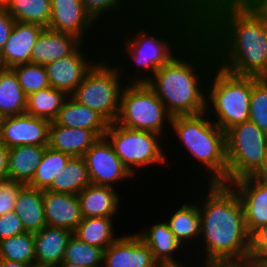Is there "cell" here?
<instances>
[{"instance_id": "36", "label": "cell", "mask_w": 267, "mask_h": 267, "mask_svg": "<svg viewBox=\"0 0 267 267\" xmlns=\"http://www.w3.org/2000/svg\"><path fill=\"white\" fill-rule=\"evenodd\" d=\"M104 250L80 241L72 235L69 239L63 261L83 267H102Z\"/></svg>"}, {"instance_id": "27", "label": "cell", "mask_w": 267, "mask_h": 267, "mask_svg": "<svg viewBox=\"0 0 267 267\" xmlns=\"http://www.w3.org/2000/svg\"><path fill=\"white\" fill-rule=\"evenodd\" d=\"M117 219L120 220L121 218H83L77 226L76 230L73 232V235L76 236L80 241L86 242L87 244L94 245L105 250L121 235V233L119 232V228L122 226L120 224L118 225V223L120 222Z\"/></svg>"}, {"instance_id": "12", "label": "cell", "mask_w": 267, "mask_h": 267, "mask_svg": "<svg viewBox=\"0 0 267 267\" xmlns=\"http://www.w3.org/2000/svg\"><path fill=\"white\" fill-rule=\"evenodd\" d=\"M172 187H173V190H172ZM157 188L162 190V191L159 190L160 194H158L159 192ZM157 188L156 186H153V187H150L149 189L150 191L149 190L147 191L150 195L152 194L151 196L152 198H153V195L157 196V197H154L156 198V202L154 203L155 205L153 206L154 208L155 207L157 208V206L159 207L158 204H161L159 208L155 209L156 213H159L160 215H162L161 217L166 221L170 230L174 233L177 240L191 254L197 248L200 235H201V217L199 213V206H198L197 200L183 186L178 187L177 185L175 186L176 189L174 188V186H171L170 187L171 189H169V186L167 188L163 187V189H162V186L160 188L159 186H157ZM164 188L166 189L164 190ZM152 189H154V191L156 192H153ZM174 189H175V193H174ZM165 191H166V194L164 193ZM167 194H169L168 196L171 199L168 196H165ZM161 195H163L162 199L160 197ZM175 197H177L178 199L177 198L175 199ZM157 198L158 200L160 199L162 201L159 200V203H158ZM163 198H166L167 200L169 199L170 201L168 200V203H167V200ZM161 202L163 203L166 202V203L163 204ZM165 207L167 208L170 207L169 208L170 210ZM164 208L165 210H163ZM164 212H166L167 214Z\"/></svg>"}, {"instance_id": "2", "label": "cell", "mask_w": 267, "mask_h": 267, "mask_svg": "<svg viewBox=\"0 0 267 267\" xmlns=\"http://www.w3.org/2000/svg\"><path fill=\"white\" fill-rule=\"evenodd\" d=\"M200 32L216 64L236 75H267V9L258 0H198Z\"/></svg>"}, {"instance_id": "26", "label": "cell", "mask_w": 267, "mask_h": 267, "mask_svg": "<svg viewBox=\"0 0 267 267\" xmlns=\"http://www.w3.org/2000/svg\"><path fill=\"white\" fill-rule=\"evenodd\" d=\"M53 122L69 128L93 130L99 137L105 135L109 125V122L97 111L78 103L71 96L65 99Z\"/></svg>"}, {"instance_id": "20", "label": "cell", "mask_w": 267, "mask_h": 267, "mask_svg": "<svg viewBox=\"0 0 267 267\" xmlns=\"http://www.w3.org/2000/svg\"><path fill=\"white\" fill-rule=\"evenodd\" d=\"M124 197L125 196L121 193V191H119V189L109 186H99L94 184H90L88 187H86L78 194V199L83 218H88V217L120 218V216L124 213L123 211L125 205L127 203L129 204V201L127 200L128 198H126L125 200Z\"/></svg>"}, {"instance_id": "10", "label": "cell", "mask_w": 267, "mask_h": 267, "mask_svg": "<svg viewBox=\"0 0 267 267\" xmlns=\"http://www.w3.org/2000/svg\"><path fill=\"white\" fill-rule=\"evenodd\" d=\"M227 184L252 176L262 165L267 151V135L250 120L225 131Z\"/></svg>"}, {"instance_id": "46", "label": "cell", "mask_w": 267, "mask_h": 267, "mask_svg": "<svg viewBox=\"0 0 267 267\" xmlns=\"http://www.w3.org/2000/svg\"><path fill=\"white\" fill-rule=\"evenodd\" d=\"M0 267H37V266H36V264H27L24 262L0 260Z\"/></svg>"}, {"instance_id": "1", "label": "cell", "mask_w": 267, "mask_h": 267, "mask_svg": "<svg viewBox=\"0 0 267 267\" xmlns=\"http://www.w3.org/2000/svg\"><path fill=\"white\" fill-rule=\"evenodd\" d=\"M200 33L198 0H157L107 30L105 54L126 83H146Z\"/></svg>"}, {"instance_id": "35", "label": "cell", "mask_w": 267, "mask_h": 267, "mask_svg": "<svg viewBox=\"0 0 267 267\" xmlns=\"http://www.w3.org/2000/svg\"><path fill=\"white\" fill-rule=\"evenodd\" d=\"M0 260L36 264L34 233L25 232L0 241Z\"/></svg>"}, {"instance_id": "21", "label": "cell", "mask_w": 267, "mask_h": 267, "mask_svg": "<svg viewBox=\"0 0 267 267\" xmlns=\"http://www.w3.org/2000/svg\"><path fill=\"white\" fill-rule=\"evenodd\" d=\"M44 27L36 23L15 21L12 32L0 52V67L12 68L30 63L31 52Z\"/></svg>"}, {"instance_id": "22", "label": "cell", "mask_w": 267, "mask_h": 267, "mask_svg": "<svg viewBox=\"0 0 267 267\" xmlns=\"http://www.w3.org/2000/svg\"><path fill=\"white\" fill-rule=\"evenodd\" d=\"M46 226L74 232L83 219L78 195L43 190Z\"/></svg>"}, {"instance_id": "42", "label": "cell", "mask_w": 267, "mask_h": 267, "mask_svg": "<svg viewBox=\"0 0 267 267\" xmlns=\"http://www.w3.org/2000/svg\"><path fill=\"white\" fill-rule=\"evenodd\" d=\"M14 24L15 20L6 7H0V52L11 34Z\"/></svg>"}, {"instance_id": "52", "label": "cell", "mask_w": 267, "mask_h": 267, "mask_svg": "<svg viewBox=\"0 0 267 267\" xmlns=\"http://www.w3.org/2000/svg\"><path fill=\"white\" fill-rule=\"evenodd\" d=\"M267 9V0H258Z\"/></svg>"}, {"instance_id": "9", "label": "cell", "mask_w": 267, "mask_h": 267, "mask_svg": "<svg viewBox=\"0 0 267 267\" xmlns=\"http://www.w3.org/2000/svg\"><path fill=\"white\" fill-rule=\"evenodd\" d=\"M172 116L147 83H126L120 96L116 123L132 129L163 135L170 132Z\"/></svg>"}, {"instance_id": "15", "label": "cell", "mask_w": 267, "mask_h": 267, "mask_svg": "<svg viewBox=\"0 0 267 267\" xmlns=\"http://www.w3.org/2000/svg\"><path fill=\"white\" fill-rule=\"evenodd\" d=\"M48 29L74 34L86 43H106L107 31L84 8L81 0H51Z\"/></svg>"}, {"instance_id": "19", "label": "cell", "mask_w": 267, "mask_h": 267, "mask_svg": "<svg viewBox=\"0 0 267 267\" xmlns=\"http://www.w3.org/2000/svg\"><path fill=\"white\" fill-rule=\"evenodd\" d=\"M157 0H81L84 8L107 31L144 14Z\"/></svg>"}, {"instance_id": "17", "label": "cell", "mask_w": 267, "mask_h": 267, "mask_svg": "<svg viewBox=\"0 0 267 267\" xmlns=\"http://www.w3.org/2000/svg\"><path fill=\"white\" fill-rule=\"evenodd\" d=\"M121 231L123 234L104 250L102 267H160L135 229Z\"/></svg>"}, {"instance_id": "29", "label": "cell", "mask_w": 267, "mask_h": 267, "mask_svg": "<svg viewBox=\"0 0 267 267\" xmlns=\"http://www.w3.org/2000/svg\"><path fill=\"white\" fill-rule=\"evenodd\" d=\"M47 146L20 145L8 150V178L27 185L40 165Z\"/></svg>"}, {"instance_id": "25", "label": "cell", "mask_w": 267, "mask_h": 267, "mask_svg": "<svg viewBox=\"0 0 267 267\" xmlns=\"http://www.w3.org/2000/svg\"><path fill=\"white\" fill-rule=\"evenodd\" d=\"M99 138L93 130L69 128L51 122L48 146L72 157H83Z\"/></svg>"}, {"instance_id": "44", "label": "cell", "mask_w": 267, "mask_h": 267, "mask_svg": "<svg viewBox=\"0 0 267 267\" xmlns=\"http://www.w3.org/2000/svg\"><path fill=\"white\" fill-rule=\"evenodd\" d=\"M200 267H236V261H201Z\"/></svg>"}, {"instance_id": "30", "label": "cell", "mask_w": 267, "mask_h": 267, "mask_svg": "<svg viewBox=\"0 0 267 267\" xmlns=\"http://www.w3.org/2000/svg\"><path fill=\"white\" fill-rule=\"evenodd\" d=\"M27 95L11 68L0 67V114L3 117L26 113Z\"/></svg>"}, {"instance_id": "40", "label": "cell", "mask_w": 267, "mask_h": 267, "mask_svg": "<svg viewBox=\"0 0 267 267\" xmlns=\"http://www.w3.org/2000/svg\"><path fill=\"white\" fill-rule=\"evenodd\" d=\"M267 258V224L261 226L250 235L248 261L255 262Z\"/></svg>"}, {"instance_id": "13", "label": "cell", "mask_w": 267, "mask_h": 267, "mask_svg": "<svg viewBox=\"0 0 267 267\" xmlns=\"http://www.w3.org/2000/svg\"><path fill=\"white\" fill-rule=\"evenodd\" d=\"M145 205L146 203L142 205L143 208L137 210L141 211L143 209L141 212L144 215L141 214L142 215L141 220L143 222V220L145 219L144 222L138 223V221H136L137 225L139 224L138 225L139 227L141 225H143L144 227L142 226L140 228L137 227L136 228L137 230L135 232L141 237L142 241L149 247L154 260L160 265V267L181 266L188 264L190 261H192L191 254L177 240L174 233L170 230L168 224L161 217V215L158 216L159 214L158 213L156 214L155 211V215L153 217L152 215L154 214V212L151 211L152 209L154 210V208L147 207L146 209ZM144 210H148V212H146L147 216L146 213H144ZM148 215L151 216L153 219ZM143 216H146V218H148L147 219L148 223L146 221V218Z\"/></svg>"}, {"instance_id": "8", "label": "cell", "mask_w": 267, "mask_h": 267, "mask_svg": "<svg viewBox=\"0 0 267 267\" xmlns=\"http://www.w3.org/2000/svg\"><path fill=\"white\" fill-rule=\"evenodd\" d=\"M125 84L118 66L104 54L70 96L97 111L109 123H114L119 115L120 96Z\"/></svg>"}, {"instance_id": "51", "label": "cell", "mask_w": 267, "mask_h": 267, "mask_svg": "<svg viewBox=\"0 0 267 267\" xmlns=\"http://www.w3.org/2000/svg\"><path fill=\"white\" fill-rule=\"evenodd\" d=\"M12 0H0V7H7Z\"/></svg>"}, {"instance_id": "3", "label": "cell", "mask_w": 267, "mask_h": 267, "mask_svg": "<svg viewBox=\"0 0 267 267\" xmlns=\"http://www.w3.org/2000/svg\"><path fill=\"white\" fill-rule=\"evenodd\" d=\"M182 186L197 200L201 217V235L192 260L248 261L250 234L236 191L224 183Z\"/></svg>"}, {"instance_id": "24", "label": "cell", "mask_w": 267, "mask_h": 267, "mask_svg": "<svg viewBox=\"0 0 267 267\" xmlns=\"http://www.w3.org/2000/svg\"><path fill=\"white\" fill-rule=\"evenodd\" d=\"M73 232L58 227L44 226L34 233L37 267H55L63 261L65 250Z\"/></svg>"}, {"instance_id": "39", "label": "cell", "mask_w": 267, "mask_h": 267, "mask_svg": "<svg viewBox=\"0 0 267 267\" xmlns=\"http://www.w3.org/2000/svg\"><path fill=\"white\" fill-rule=\"evenodd\" d=\"M24 185L9 178L0 181V216L14 210L17 195Z\"/></svg>"}, {"instance_id": "45", "label": "cell", "mask_w": 267, "mask_h": 267, "mask_svg": "<svg viewBox=\"0 0 267 267\" xmlns=\"http://www.w3.org/2000/svg\"><path fill=\"white\" fill-rule=\"evenodd\" d=\"M252 177L267 183V151H266L262 165L252 175Z\"/></svg>"}, {"instance_id": "4", "label": "cell", "mask_w": 267, "mask_h": 267, "mask_svg": "<svg viewBox=\"0 0 267 267\" xmlns=\"http://www.w3.org/2000/svg\"><path fill=\"white\" fill-rule=\"evenodd\" d=\"M166 143L170 171L172 169V174L183 175L174 174L176 176L172 186L190 183L227 184L225 132L206 112L172 117ZM175 179L178 181L175 182Z\"/></svg>"}, {"instance_id": "34", "label": "cell", "mask_w": 267, "mask_h": 267, "mask_svg": "<svg viewBox=\"0 0 267 267\" xmlns=\"http://www.w3.org/2000/svg\"><path fill=\"white\" fill-rule=\"evenodd\" d=\"M71 157L67 153L54 150L47 146L40 165L37 167L32 180L27 185L36 189L46 190L52 184L54 177L64 170Z\"/></svg>"}, {"instance_id": "7", "label": "cell", "mask_w": 267, "mask_h": 267, "mask_svg": "<svg viewBox=\"0 0 267 267\" xmlns=\"http://www.w3.org/2000/svg\"><path fill=\"white\" fill-rule=\"evenodd\" d=\"M252 76L236 75L219 67L207 81L206 113L224 132L249 120Z\"/></svg>"}, {"instance_id": "23", "label": "cell", "mask_w": 267, "mask_h": 267, "mask_svg": "<svg viewBox=\"0 0 267 267\" xmlns=\"http://www.w3.org/2000/svg\"><path fill=\"white\" fill-rule=\"evenodd\" d=\"M83 41L74 34L44 28L38 36L30 63L46 65L72 54Z\"/></svg>"}, {"instance_id": "41", "label": "cell", "mask_w": 267, "mask_h": 267, "mask_svg": "<svg viewBox=\"0 0 267 267\" xmlns=\"http://www.w3.org/2000/svg\"><path fill=\"white\" fill-rule=\"evenodd\" d=\"M25 232L26 230L21 219L14 211L0 216V241Z\"/></svg>"}, {"instance_id": "31", "label": "cell", "mask_w": 267, "mask_h": 267, "mask_svg": "<svg viewBox=\"0 0 267 267\" xmlns=\"http://www.w3.org/2000/svg\"><path fill=\"white\" fill-rule=\"evenodd\" d=\"M91 184L83 157H71L64 170L58 173L46 189L58 193L78 195Z\"/></svg>"}, {"instance_id": "5", "label": "cell", "mask_w": 267, "mask_h": 267, "mask_svg": "<svg viewBox=\"0 0 267 267\" xmlns=\"http://www.w3.org/2000/svg\"><path fill=\"white\" fill-rule=\"evenodd\" d=\"M216 64L210 41L200 32L146 82L172 116L206 112L207 81Z\"/></svg>"}, {"instance_id": "16", "label": "cell", "mask_w": 267, "mask_h": 267, "mask_svg": "<svg viewBox=\"0 0 267 267\" xmlns=\"http://www.w3.org/2000/svg\"><path fill=\"white\" fill-rule=\"evenodd\" d=\"M50 124L26 113L3 117L0 141L8 149L20 145L48 146Z\"/></svg>"}, {"instance_id": "53", "label": "cell", "mask_w": 267, "mask_h": 267, "mask_svg": "<svg viewBox=\"0 0 267 267\" xmlns=\"http://www.w3.org/2000/svg\"><path fill=\"white\" fill-rule=\"evenodd\" d=\"M2 119H3V116L0 114V129H1Z\"/></svg>"}, {"instance_id": "50", "label": "cell", "mask_w": 267, "mask_h": 267, "mask_svg": "<svg viewBox=\"0 0 267 267\" xmlns=\"http://www.w3.org/2000/svg\"><path fill=\"white\" fill-rule=\"evenodd\" d=\"M255 263L259 267H267V258L256 260Z\"/></svg>"}, {"instance_id": "32", "label": "cell", "mask_w": 267, "mask_h": 267, "mask_svg": "<svg viewBox=\"0 0 267 267\" xmlns=\"http://www.w3.org/2000/svg\"><path fill=\"white\" fill-rule=\"evenodd\" d=\"M68 95L48 87L27 96L26 114L53 122Z\"/></svg>"}, {"instance_id": "48", "label": "cell", "mask_w": 267, "mask_h": 267, "mask_svg": "<svg viewBox=\"0 0 267 267\" xmlns=\"http://www.w3.org/2000/svg\"><path fill=\"white\" fill-rule=\"evenodd\" d=\"M166 267H200V260H192L188 264L181 266H166Z\"/></svg>"}, {"instance_id": "28", "label": "cell", "mask_w": 267, "mask_h": 267, "mask_svg": "<svg viewBox=\"0 0 267 267\" xmlns=\"http://www.w3.org/2000/svg\"><path fill=\"white\" fill-rule=\"evenodd\" d=\"M26 232L36 233L46 226L43 190L24 185L17 195L13 210Z\"/></svg>"}, {"instance_id": "18", "label": "cell", "mask_w": 267, "mask_h": 267, "mask_svg": "<svg viewBox=\"0 0 267 267\" xmlns=\"http://www.w3.org/2000/svg\"><path fill=\"white\" fill-rule=\"evenodd\" d=\"M237 193L244 211L248 233L267 224V183L252 176L229 184Z\"/></svg>"}, {"instance_id": "49", "label": "cell", "mask_w": 267, "mask_h": 267, "mask_svg": "<svg viewBox=\"0 0 267 267\" xmlns=\"http://www.w3.org/2000/svg\"><path fill=\"white\" fill-rule=\"evenodd\" d=\"M55 267H83V266H79V265H76L74 263H68V262L62 261L61 263H59Z\"/></svg>"}, {"instance_id": "14", "label": "cell", "mask_w": 267, "mask_h": 267, "mask_svg": "<svg viewBox=\"0 0 267 267\" xmlns=\"http://www.w3.org/2000/svg\"><path fill=\"white\" fill-rule=\"evenodd\" d=\"M106 43L83 42L72 54L45 65L50 87L70 96L105 54ZM104 49V50H103Z\"/></svg>"}, {"instance_id": "43", "label": "cell", "mask_w": 267, "mask_h": 267, "mask_svg": "<svg viewBox=\"0 0 267 267\" xmlns=\"http://www.w3.org/2000/svg\"><path fill=\"white\" fill-rule=\"evenodd\" d=\"M8 150L0 141V181L8 178Z\"/></svg>"}, {"instance_id": "37", "label": "cell", "mask_w": 267, "mask_h": 267, "mask_svg": "<svg viewBox=\"0 0 267 267\" xmlns=\"http://www.w3.org/2000/svg\"><path fill=\"white\" fill-rule=\"evenodd\" d=\"M11 69L17 75L19 84L27 96L50 87L44 65L26 63L16 65Z\"/></svg>"}, {"instance_id": "6", "label": "cell", "mask_w": 267, "mask_h": 267, "mask_svg": "<svg viewBox=\"0 0 267 267\" xmlns=\"http://www.w3.org/2000/svg\"><path fill=\"white\" fill-rule=\"evenodd\" d=\"M104 136L111 143L114 152L127 169L138 181L140 180L141 183H145L144 185L148 187L147 190L150 186L153 187L154 183H156L154 185L156 187L161 182L163 183L158 185L159 187L161 185L162 187H170L172 185L171 177H174V175L171 174L169 168L167 143L163 135L150 131L132 130L114 122L109 123ZM166 167L168 168L166 169ZM144 178L145 180H143ZM152 178L155 179L153 180ZM147 181H149L148 186L146 185ZM152 182L153 184H151Z\"/></svg>"}, {"instance_id": "33", "label": "cell", "mask_w": 267, "mask_h": 267, "mask_svg": "<svg viewBox=\"0 0 267 267\" xmlns=\"http://www.w3.org/2000/svg\"><path fill=\"white\" fill-rule=\"evenodd\" d=\"M6 9L15 21L49 26L51 0H12Z\"/></svg>"}, {"instance_id": "11", "label": "cell", "mask_w": 267, "mask_h": 267, "mask_svg": "<svg viewBox=\"0 0 267 267\" xmlns=\"http://www.w3.org/2000/svg\"><path fill=\"white\" fill-rule=\"evenodd\" d=\"M83 158L85 159L86 162V166L88 168L89 171V177L91 180V184L94 185H99V186H109V187H113L118 189L119 191H122V194L125 195V197H128L130 201H132V205L129 204L132 208H129L130 206H128L127 208V212L125 211V215L130 214L131 211H133V207L136 206L134 205V202L136 203L137 201L140 202L139 196L140 198L143 196L144 198V202L146 200L151 199L149 202V206L152 205L155 201V199L153 198H146L145 196L149 194H145L143 192V190L145 191L147 188L145 187V185L143 183H141L140 181L137 182V178L127 169V167L122 163V161L119 159V157L116 155V153L114 152V149L111 145V143L108 141V139L103 136L100 137L91 147L90 149L83 155ZM132 183H130V182ZM134 182V183H133ZM127 183V184H126ZM140 186H139V184ZM131 185L129 187V185ZM133 184L134 187H133ZM138 184V185H137ZM125 185V186H123ZM128 185V187L126 186ZM123 186V187H122ZM142 186H144L145 189L142 188ZM137 187V195L136 196V192L134 191V189ZM125 188L128 189V192H126ZM134 188V189H132ZM124 189V190H123ZM129 189L134 191V193L132 191L129 192ZM142 191H141V190ZM125 194H124V193ZM126 193L128 195H126ZM141 193V195H140ZM144 193V194H143ZM130 194V195H129ZM131 194H132V199L131 198ZM133 194H135V196H133ZM143 194V195H142ZM137 197V198H135ZM137 199V200H136ZM135 200V201H134ZM152 202V204H151ZM130 209V212L128 211Z\"/></svg>"}, {"instance_id": "38", "label": "cell", "mask_w": 267, "mask_h": 267, "mask_svg": "<svg viewBox=\"0 0 267 267\" xmlns=\"http://www.w3.org/2000/svg\"><path fill=\"white\" fill-rule=\"evenodd\" d=\"M249 120L267 135V79L252 76Z\"/></svg>"}, {"instance_id": "47", "label": "cell", "mask_w": 267, "mask_h": 267, "mask_svg": "<svg viewBox=\"0 0 267 267\" xmlns=\"http://www.w3.org/2000/svg\"><path fill=\"white\" fill-rule=\"evenodd\" d=\"M236 267H259L255 262L251 261H236Z\"/></svg>"}]
</instances>
